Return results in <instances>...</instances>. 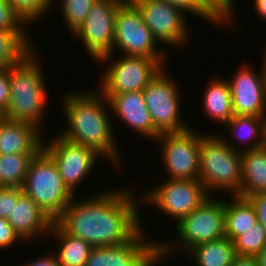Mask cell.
Here are the masks:
<instances>
[{"instance_id": "39", "label": "cell", "mask_w": 266, "mask_h": 266, "mask_svg": "<svg viewBox=\"0 0 266 266\" xmlns=\"http://www.w3.org/2000/svg\"><path fill=\"white\" fill-rule=\"evenodd\" d=\"M231 266H257L255 257L236 256Z\"/></svg>"}, {"instance_id": "44", "label": "cell", "mask_w": 266, "mask_h": 266, "mask_svg": "<svg viewBox=\"0 0 266 266\" xmlns=\"http://www.w3.org/2000/svg\"><path fill=\"white\" fill-rule=\"evenodd\" d=\"M6 118V110L0 106V123H2Z\"/></svg>"}, {"instance_id": "42", "label": "cell", "mask_w": 266, "mask_h": 266, "mask_svg": "<svg viewBox=\"0 0 266 266\" xmlns=\"http://www.w3.org/2000/svg\"><path fill=\"white\" fill-rule=\"evenodd\" d=\"M265 51V52H264ZM264 51H263V56H262V67H263V70H264V74H265V81H266V48H264Z\"/></svg>"}, {"instance_id": "33", "label": "cell", "mask_w": 266, "mask_h": 266, "mask_svg": "<svg viewBox=\"0 0 266 266\" xmlns=\"http://www.w3.org/2000/svg\"><path fill=\"white\" fill-rule=\"evenodd\" d=\"M29 28L7 0H0V30L27 31Z\"/></svg>"}, {"instance_id": "16", "label": "cell", "mask_w": 266, "mask_h": 266, "mask_svg": "<svg viewBox=\"0 0 266 266\" xmlns=\"http://www.w3.org/2000/svg\"><path fill=\"white\" fill-rule=\"evenodd\" d=\"M145 230L126 243L93 247L85 266H148L158 256V242L148 240Z\"/></svg>"}, {"instance_id": "13", "label": "cell", "mask_w": 266, "mask_h": 266, "mask_svg": "<svg viewBox=\"0 0 266 266\" xmlns=\"http://www.w3.org/2000/svg\"><path fill=\"white\" fill-rule=\"evenodd\" d=\"M130 1L140 11L145 25L158 43L173 47L184 44V47L187 46L186 42L190 39L188 37L191 32L189 30L193 27L188 26V15L181 8L162 0Z\"/></svg>"}, {"instance_id": "43", "label": "cell", "mask_w": 266, "mask_h": 266, "mask_svg": "<svg viewBox=\"0 0 266 266\" xmlns=\"http://www.w3.org/2000/svg\"><path fill=\"white\" fill-rule=\"evenodd\" d=\"M162 261L164 262V259L158 255L148 266L159 265V263H162Z\"/></svg>"}, {"instance_id": "35", "label": "cell", "mask_w": 266, "mask_h": 266, "mask_svg": "<svg viewBox=\"0 0 266 266\" xmlns=\"http://www.w3.org/2000/svg\"><path fill=\"white\" fill-rule=\"evenodd\" d=\"M19 199V189L0 187V218L8 219L13 209V202Z\"/></svg>"}, {"instance_id": "24", "label": "cell", "mask_w": 266, "mask_h": 266, "mask_svg": "<svg viewBox=\"0 0 266 266\" xmlns=\"http://www.w3.org/2000/svg\"><path fill=\"white\" fill-rule=\"evenodd\" d=\"M230 197V200L224 198L225 236L233 241L253 227L258 219L254 206L247 198Z\"/></svg>"}, {"instance_id": "34", "label": "cell", "mask_w": 266, "mask_h": 266, "mask_svg": "<svg viewBox=\"0 0 266 266\" xmlns=\"http://www.w3.org/2000/svg\"><path fill=\"white\" fill-rule=\"evenodd\" d=\"M24 243L23 239L13 229V226L5 218H0V249H10L11 246L19 242Z\"/></svg>"}, {"instance_id": "23", "label": "cell", "mask_w": 266, "mask_h": 266, "mask_svg": "<svg viewBox=\"0 0 266 266\" xmlns=\"http://www.w3.org/2000/svg\"><path fill=\"white\" fill-rule=\"evenodd\" d=\"M47 238L59 246L54 253L61 266H85L93 247L83 239L69 235L55 221Z\"/></svg>"}, {"instance_id": "20", "label": "cell", "mask_w": 266, "mask_h": 266, "mask_svg": "<svg viewBox=\"0 0 266 266\" xmlns=\"http://www.w3.org/2000/svg\"><path fill=\"white\" fill-rule=\"evenodd\" d=\"M223 127L227 128L226 135L228 131L231 133L233 140L229 143L228 139L224 138L226 135L220 136L236 151L244 152L266 146V117L233 116ZM234 139L240 141V143L244 142L243 148H239L237 145L234 146ZM247 142L250 143L247 144Z\"/></svg>"}, {"instance_id": "12", "label": "cell", "mask_w": 266, "mask_h": 266, "mask_svg": "<svg viewBox=\"0 0 266 266\" xmlns=\"http://www.w3.org/2000/svg\"><path fill=\"white\" fill-rule=\"evenodd\" d=\"M122 0H96L84 23L72 34L95 62L112 54L115 17Z\"/></svg>"}, {"instance_id": "30", "label": "cell", "mask_w": 266, "mask_h": 266, "mask_svg": "<svg viewBox=\"0 0 266 266\" xmlns=\"http://www.w3.org/2000/svg\"><path fill=\"white\" fill-rule=\"evenodd\" d=\"M7 2L27 26L37 23L53 8L52 0H7Z\"/></svg>"}, {"instance_id": "17", "label": "cell", "mask_w": 266, "mask_h": 266, "mask_svg": "<svg viewBox=\"0 0 266 266\" xmlns=\"http://www.w3.org/2000/svg\"><path fill=\"white\" fill-rule=\"evenodd\" d=\"M103 95L108 99L110 112L125 126L138 135L151 139V142L160 136L154 129L142 91Z\"/></svg>"}, {"instance_id": "10", "label": "cell", "mask_w": 266, "mask_h": 266, "mask_svg": "<svg viewBox=\"0 0 266 266\" xmlns=\"http://www.w3.org/2000/svg\"><path fill=\"white\" fill-rule=\"evenodd\" d=\"M157 186L142 193L140 203L158 208L159 212L170 216L175 224L209 197L199 180L167 179Z\"/></svg>"}, {"instance_id": "18", "label": "cell", "mask_w": 266, "mask_h": 266, "mask_svg": "<svg viewBox=\"0 0 266 266\" xmlns=\"http://www.w3.org/2000/svg\"><path fill=\"white\" fill-rule=\"evenodd\" d=\"M7 220L24 242L31 243L36 237H46L54 222L22 189Z\"/></svg>"}, {"instance_id": "37", "label": "cell", "mask_w": 266, "mask_h": 266, "mask_svg": "<svg viewBox=\"0 0 266 266\" xmlns=\"http://www.w3.org/2000/svg\"><path fill=\"white\" fill-rule=\"evenodd\" d=\"M254 206L258 222L266 228V192H260L247 197Z\"/></svg>"}, {"instance_id": "5", "label": "cell", "mask_w": 266, "mask_h": 266, "mask_svg": "<svg viewBox=\"0 0 266 266\" xmlns=\"http://www.w3.org/2000/svg\"><path fill=\"white\" fill-rule=\"evenodd\" d=\"M174 225L179 241H158V255L164 260L170 258L175 249L176 253L180 249L186 254L195 246L225 237L224 199L209 196Z\"/></svg>"}, {"instance_id": "11", "label": "cell", "mask_w": 266, "mask_h": 266, "mask_svg": "<svg viewBox=\"0 0 266 266\" xmlns=\"http://www.w3.org/2000/svg\"><path fill=\"white\" fill-rule=\"evenodd\" d=\"M205 134L190 127L181 132L161 134L155 140L158 145L162 144V149H159L160 156L168 172V179L198 180L199 150Z\"/></svg>"}, {"instance_id": "32", "label": "cell", "mask_w": 266, "mask_h": 266, "mask_svg": "<svg viewBox=\"0 0 266 266\" xmlns=\"http://www.w3.org/2000/svg\"><path fill=\"white\" fill-rule=\"evenodd\" d=\"M166 1L174 6L181 8L185 13L188 12L187 15L198 16L202 20H206L207 23L211 25L214 24L216 26L220 25L224 27V25L201 3L200 0H162ZM191 13V14H190Z\"/></svg>"}, {"instance_id": "21", "label": "cell", "mask_w": 266, "mask_h": 266, "mask_svg": "<svg viewBox=\"0 0 266 266\" xmlns=\"http://www.w3.org/2000/svg\"><path fill=\"white\" fill-rule=\"evenodd\" d=\"M266 192V146L241 152V182L238 197Z\"/></svg>"}, {"instance_id": "1", "label": "cell", "mask_w": 266, "mask_h": 266, "mask_svg": "<svg viewBox=\"0 0 266 266\" xmlns=\"http://www.w3.org/2000/svg\"><path fill=\"white\" fill-rule=\"evenodd\" d=\"M122 188L104 189L83 200L74 196L55 222L66 233L92 247L129 242L143 226L137 200L141 196L134 193L133 187Z\"/></svg>"}, {"instance_id": "19", "label": "cell", "mask_w": 266, "mask_h": 266, "mask_svg": "<svg viewBox=\"0 0 266 266\" xmlns=\"http://www.w3.org/2000/svg\"><path fill=\"white\" fill-rule=\"evenodd\" d=\"M44 133L34 124L6 118L0 123V154H36Z\"/></svg>"}, {"instance_id": "27", "label": "cell", "mask_w": 266, "mask_h": 266, "mask_svg": "<svg viewBox=\"0 0 266 266\" xmlns=\"http://www.w3.org/2000/svg\"><path fill=\"white\" fill-rule=\"evenodd\" d=\"M36 154H0V187L22 189L28 166Z\"/></svg>"}, {"instance_id": "31", "label": "cell", "mask_w": 266, "mask_h": 266, "mask_svg": "<svg viewBox=\"0 0 266 266\" xmlns=\"http://www.w3.org/2000/svg\"><path fill=\"white\" fill-rule=\"evenodd\" d=\"M201 3L227 28L234 30V20L237 17L234 15L235 0H200Z\"/></svg>"}, {"instance_id": "29", "label": "cell", "mask_w": 266, "mask_h": 266, "mask_svg": "<svg viewBox=\"0 0 266 266\" xmlns=\"http://www.w3.org/2000/svg\"><path fill=\"white\" fill-rule=\"evenodd\" d=\"M57 1L58 0L52 1V7H54V2ZM60 2L61 5L59 4L57 6L61 7L59 10H61V14H63L62 17L66 24V29H68V32L72 35L84 23L96 0H60Z\"/></svg>"}, {"instance_id": "7", "label": "cell", "mask_w": 266, "mask_h": 266, "mask_svg": "<svg viewBox=\"0 0 266 266\" xmlns=\"http://www.w3.org/2000/svg\"><path fill=\"white\" fill-rule=\"evenodd\" d=\"M158 44L145 25L138 8L130 0L124 1L116 13L114 42L110 55L115 56L118 51L126 56L147 57L166 67L167 53L163 49H157Z\"/></svg>"}, {"instance_id": "25", "label": "cell", "mask_w": 266, "mask_h": 266, "mask_svg": "<svg viewBox=\"0 0 266 266\" xmlns=\"http://www.w3.org/2000/svg\"><path fill=\"white\" fill-rule=\"evenodd\" d=\"M196 266H231L236 252L226 236L191 248L186 255Z\"/></svg>"}, {"instance_id": "9", "label": "cell", "mask_w": 266, "mask_h": 266, "mask_svg": "<svg viewBox=\"0 0 266 266\" xmlns=\"http://www.w3.org/2000/svg\"><path fill=\"white\" fill-rule=\"evenodd\" d=\"M163 67L142 91L154 129L161 135L190 128L180 115L182 99L180 87Z\"/></svg>"}, {"instance_id": "3", "label": "cell", "mask_w": 266, "mask_h": 266, "mask_svg": "<svg viewBox=\"0 0 266 266\" xmlns=\"http://www.w3.org/2000/svg\"><path fill=\"white\" fill-rule=\"evenodd\" d=\"M38 53L34 49L20 63L9 67L11 96L6 117L29 122L44 132L46 116L43 114L47 112L45 107L49 93L46 92L47 84Z\"/></svg>"}, {"instance_id": "15", "label": "cell", "mask_w": 266, "mask_h": 266, "mask_svg": "<svg viewBox=\"0 0 266 266\" xmlns=\"http://www.w3.org/2000/svg\"><path fill=\"white\" fill-rule=\"evenodd\" d=\"M260 65L257 72L244 63L228 80L234 116L266 117V81Z\"/></svg>"}, {"instance_id": "14", "label": "cell", "mask_w": 266, "mask_h": 266, "mask_svg": "<svg viewBox=\"0 0 266 266\" xmlns=\"http://www.w3.org/2000/svg\"><path fill=\"white\" fill-rule=\"evenodd\" d=\"M44 140L42 149L53 159L64 184L76 195V188L92 173L102 156L94 149L70 142L59 134L48 143Z\"/></svg>"}, {"instance_id": "26", "label": "cell", "mask_w": 266, "mask_h": 266, "mask_svg": "<svg viewBox=\"0 0 266 266\" xmlns=\"http://www.w3.org/2000/svg\"><path fill=\"white\" fill-rule=\"evenodd\" d=\"M29 31L0 30V68L20 63L34 48Z\"/></svg>"}, {"instance_id": "40", "label": "cell", "mask_w": 266, "mask_h": 266, "mask_svg": "<svg viewBox=\"0 0 266 266\" xmlns=\"http://www.w3.org/2000/svg\"><path fill=\"white\" fill-rule=\"evenodd\" d=\"M255 13L266 22V0H252Z\"/></svg>"}, {"instance_id": "4", "label": "cell", "mask_w": 266, "mask_h": 266, "mask_svg": "<svg viewBox=\"0 0 266 266\" xmlns=\"http://www.w3.org/2000/svg\"><path fill=\"white\" fill-rule=\"evenodd\" d=\"M215 133L202 137L198 180L204 185L209 196H214V190H226L229 196H237L241 182V152L230 147L217 132Z\"/></svg>"}, {"instance_id": "38", "label": "cell", "mask_w": 266, "mask_h": 266, "mask_svg": "<svg viewBox=\"0 0 266 266\" xmlns=\"http://www.w3.org/2000/svg\"><path fill=\"white\" fill-rule=\"evenodd\" d=\"M49 253L50 252L48 251L47 253L38 257V259H33L32 261L28 262V264H23L22 266H61L55 253L53 254V251L50 254Z\"/></svg>"}, {"instance_id": "22", "label": "cell", "mask_w": 266, "mask_h": 266, "mask_svg": "<svg viewBox=\"0 0 266 266\" xmlns=\"http://www.w3.org/2000/svg\"><path fill=\"white\" fill-rule=\"evenodd\" d=\"M214 77L216 78L207 81L209 84L203 91L202 107L208 119L224 126L234 116L230 86L228 79Z\"/></svg>"}, {"instance_id": "28", "label": "cell", "mask_w": 266, "mask_h": 266, "mask_svg": "<svg viewBox=\"0 0 266 266\" xmlns=\"http://www.w3.org/2000/svg\"><path fill=\"white\" fill-rule=\"evenodd\" d=\"M236 256L255 257L266 247V228L257 222L233 240Z\"/></svg>"}, {"instance_id": "6", "label": "cell", "mask_w": 266, "mask_h": 266, "mask_svg": "<svg viewBox=\"0 0 266 266\" xmlns=\"http://www.w3.org/2000/svg\"><path fill=\"white\" fill-rule=\"evenodd\" d=\"M22 190L53 221L75 196L64 184L53 159L42 148L28 166Z\"/></svg>"}, {"instance_id": "36", "label": "cell", "mask_w": 266, "mask_h": 266, "mask_svg": "<svg viewBox=\"0 0 266 266\" xmlns=\"http://www.w3.org/2000/svg\"><path fill=\"white\" fill-rule=\"evenodd\" d=\"M9 67L0 68V106L7 110L10 102Z\"/></svg>"}, {"instance_id": "8", "label": "cell", "mask_w": 266, "mask_h": 266, "mask_svg": "<svg viewBox=\"0 0 266 266\" xmlns=\"http://www.w3.org/2000/svg\"><path fill=\"white\" fill-rule=\"evenodd\" d=\"M116 57L118 59L115 58L112 63L110 61L114 57L111 55L97 62L100 66L106 65V70L100 77V87L97 88L102 94L143 91L163 68L157 60L147 57L126 55Z\"/></svg>"}, {"instance_id": "2", "label": "cell", "mask_w": 266, "mask_h": 266, "mask_svg": "<svg viewBox=\"0 0 266 266\" xmlns=\"http://www.w3.org/2000/svg\"><path fill=\"white\" fill-rule=\"evenodd\" d=\"M65 94L61 104L69 125L58 134L70 142L94 149L116 169L122 168L123 156L120 157L117 147L108 99L97 88L95 91L69 90Z\"/></svg>"}, {"instance_id": "41", "label": "cell", "mask_w": 266, "mask_h": 266, "mask_svg": "<svg viewBox=\"0 0 266 266\" xmlns=\"http://www.w3.org/2000/svg\"><path fill=\"white\" fill-rule=\"evenodd\" d=\"M257 266H266V247L255 256Z\"/></svg>"}]
</instances>
